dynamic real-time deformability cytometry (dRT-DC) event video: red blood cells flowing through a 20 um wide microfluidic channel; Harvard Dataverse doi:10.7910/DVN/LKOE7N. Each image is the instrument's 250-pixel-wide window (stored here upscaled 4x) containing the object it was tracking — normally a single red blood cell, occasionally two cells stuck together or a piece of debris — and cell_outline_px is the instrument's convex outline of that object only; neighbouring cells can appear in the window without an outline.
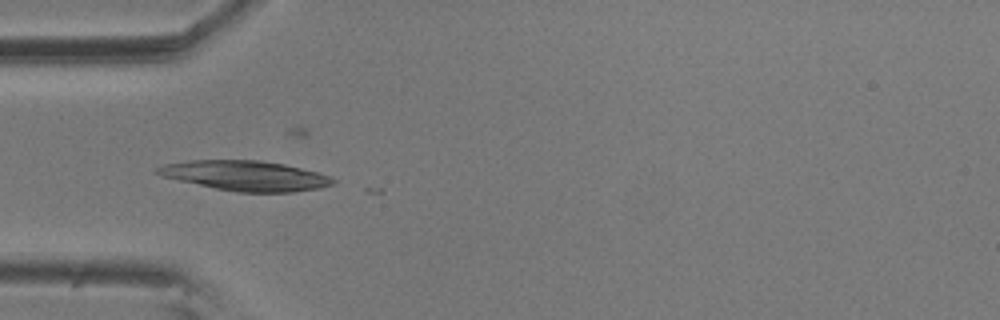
{"species": "common noctule bat (a hibernating species)", "species_latin": "Nyctalus noctula", "temperature_condition": "room temperature", "stored_images_in_passage": 4, "camera_frame_rate_fps": 3000, "um_per_image_px": 0.085, "animal": {"sex": "male", "body_mass_g": 20.5, "forearm_length_mm": 52.5}, "frame": {"image": 1, "passage_image": 4, "time_ms": 1.0, "image_size_px": [1000, 320], "cell_outline_px": [[336, 180], [332, 184], [320, 188], [296, 192], [236, 192], [216, 188], [160, 176], [156, 172], [156, 168], [164, 164], [192, 160], [260, 160], [284, 164], [320, 172], [332, 176]], "centroid_in_image_um": [20.92, 14.93], "position_along_channel_um": 64.1, "area_um2": 30.69}}